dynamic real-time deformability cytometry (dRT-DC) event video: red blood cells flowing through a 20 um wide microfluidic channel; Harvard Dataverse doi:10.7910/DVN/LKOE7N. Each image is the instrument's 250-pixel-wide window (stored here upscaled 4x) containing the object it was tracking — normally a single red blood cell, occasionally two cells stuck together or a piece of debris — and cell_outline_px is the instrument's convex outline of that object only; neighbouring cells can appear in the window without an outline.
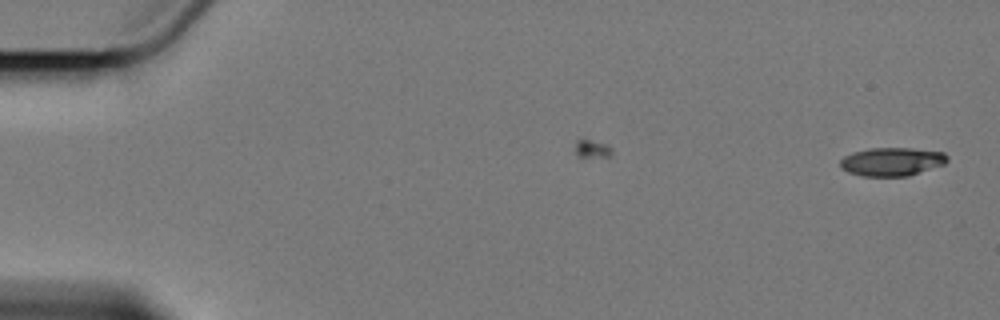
{"species": "Egyptian fruit bat (a non-hibernating species)", "species_latin": "Rousettus aegyptiacus", "temperature_condition": "cold", "stored_images_in_passage": 3, "camera_frame_rate_fps": 3000, "um_per_image_px": 0.085, "animal": {"sex": "female"}, "frame": {"image": 1, "passage_image": 3, "time_ms": 2.333, "image_size_px": [1000, 320], "cell_outline_px": [[948, 160], [944, 164], [908, 176], [864, 176], [848, 172], [840, 168], [840, 160], [844, 156], [852, 152], [872, 148], [908, 148], [944, 152], [948, 156]], "centroid_in_image_um": [75.79, 13.74], "position_along_channel_um": 9.2, "area_um2": 17.69}}